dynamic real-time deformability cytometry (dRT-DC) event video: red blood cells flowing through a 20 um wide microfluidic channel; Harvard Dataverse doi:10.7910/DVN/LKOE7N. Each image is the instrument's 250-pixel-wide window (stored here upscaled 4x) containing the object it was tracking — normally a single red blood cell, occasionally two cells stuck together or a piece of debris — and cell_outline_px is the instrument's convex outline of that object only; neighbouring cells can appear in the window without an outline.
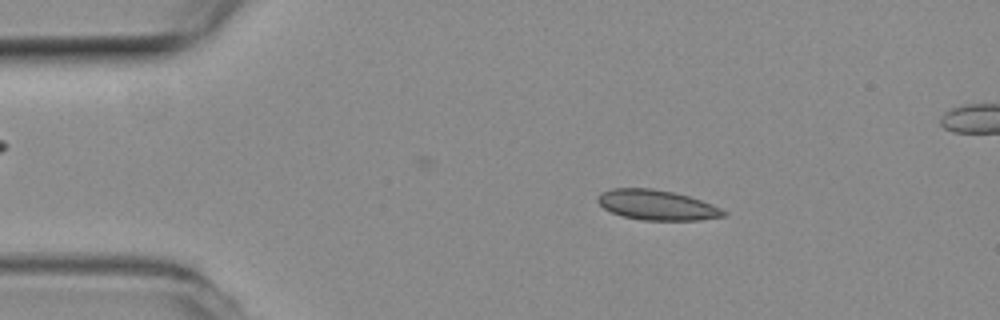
{"species": "common noctule bat (a hibernating species)", "species_latin": "Nyctalus noctula", "temperature_condition": "room temperature", "stored_images_in_passage": 37, "camera_frame_rate_fps": 3000, "um_per_image_px": 0.085, "animal": {"sex": "female", "body_mass_g": 19.3, "forearm_length_mm": 54.1}, "frame": {"image": 1, "passage_image": 8, "time_ms": 2.333, "image_size_px": [1000, 320], "cell_outline_px": [[728, 216], [700, 220], [644, 220], [624, 216], [612, 212], [604, 208], [596, 200], [600, 192], [612, 188], [652, 188], [672, 192], [688, 196], [712, 204], [728, 212]], "centroid_in_image_um": [55.85, 17.42], "position_along_channel_um": 29.1, "area_um2": 22.02}}
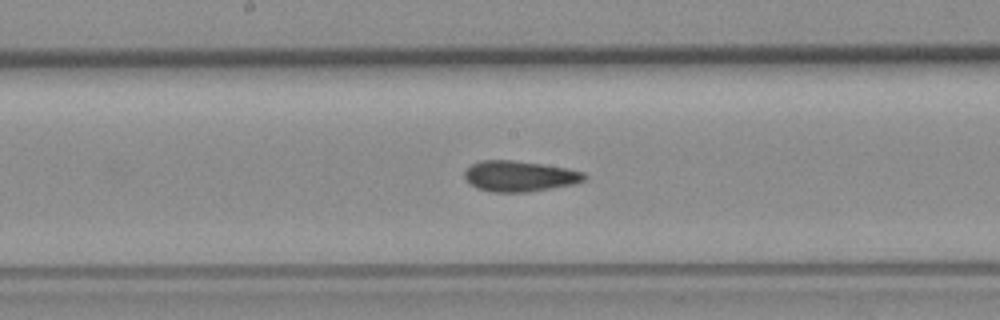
{"frame": {"image": 2, "passage_image": 26, "time_ms": 8.333, "image_size_px": [1000, 320], "cell_outline_px": [[588, 176], [584, 180], [576, 184], [528, 192], [492, 192], [476, 188], [464, 176], [464, 172], [472, 164], [480, 160], [512, 160], [568, 168], [584, 172]], "centroid_in_image_um": [44.19, 14.98], "position_along_channel_um": 204.0, "area_um2": 21.44}}
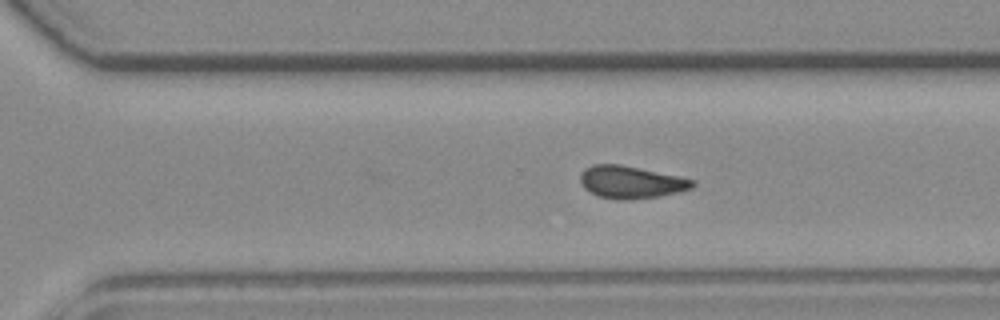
{"frame": {"image": 3, "passage_image": 35, "time_ms": 11.333, "image_size_px": [1000, 320], "cell_outline_px": [[696, 184], [692, 188], [676, 192], [656, 196], [628, 200], [624, 200], [596, 196], [584, 188], [580, 180], [580, 176], [584, 168], [592, 164], [620, 164], [696, 180]], "centroid_in_image_um": [53.6, 15.47], "position_along_channel_um": 317.0, "area_um2": 21.04}}